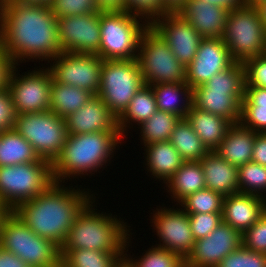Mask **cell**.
I'll return each mask as SVG.
<instances>
[{"label": "cell", "instance_id": "cell-44", "mask_svg": "<svg viewBox=\"0 0 266 267\" xmlns=\"http://www.w3.org/2000/svg\"><path fill=\"white\" fill-rule=\"evenodd\" d=\"M239 123L256 133H266V106H241Z\"/></svg>", "mask_w": 266, "mask_h": 267}, {"label": "cell", "instance_id": "cell-55", "mask_svg": "<svg viewBox=\"0 0 266 267\" xmlns=\"http://www.w3.org/2000/svg\"><path fill=\"white\" fill-rule=\"evenodd\" d=\"M264 2H266V0H245L247 6H253V7H258Z\"/></svg>", "mask_w": 266, "mask_h": 267}, {"label": "cell", "instance_id": "cell-38", "mask_svg": "<svg viewBox=\"0 0 266 267\" xmlns=\"http://www.w3.org/2000/svg\"><path fill=\"white\" fill-rule=\"evenodd\" d=\"M217 267H266V254L249 250L241 245L222 259Z\"/></svg>", "mask_w": 266, "mask_h": 267}, {"label": "cell", "instance_id": "cell-28", "mask_svg": "<svg viewBox=\"0 0 266 267\" xmlns=\"http://www.w3.org/2000/svg\"><path fill=\"white\" fill-rule=\"evenodd\" d=\"M171 197L180 203L187 196L206 188L200 161H184L165 183Z\"/></svg>", "mask_w": 266, "mask_h": 267}, {"label": "cell", "instance_id": "cell-19", "mask_svg": "<svg viewBox=\"0 0 266 267\" xmlns=\"http://www.w3.org/2000/svg\"><path fill=\"white\" fill-rule=\"evenodd\" d=\"M233 63L222 38H203L194 59L186 67V83L194 89L207 83L215 74L226 70Z\"/></svg>", "mask_w": 266, "mask_h": 267}, {"label": "cell", "instance_id": "cell-48", "mask_svg": "<svg viewBox=\"0 0 266 267\" xmlns=\"http://www.w3.org/2000/svg\"><path fill=\"white\" fill-rule=\"evenodd\" d=\"M14 65L12 59L0 46V90L7 88L9 75Z\"/></svg>", "mask_w": 266, "mask_h": 267}, {"label": "cell", "instance_id": "cell-43", "mask_svg": "<svg viewBox=\"0 0 266 267\" xmlns=\"http://www.w3.org/2000/svg\"><path fill=\"white\" fill-rule=\"evenodd\" d=\"M126 11L143 17L151 23L167 10L161 5L160 0H125Z\"/></svg>", "mask_w": 266, "mask_h": 267}, {"label": "cell", "instance_id": "cell-14", "mask_svg": "<svg viewBox=\"0 0 266 267\" xmlns=\"http://www.w3.org/2000/svg\"><path fill=\"white\" fill-rule=\"evenodd\" d=\"M49 71L60 84L73 85L97 95L103 59L97 54L61 52L50 60Z\"/></svg>", "mask_w": 266, "mask_h": 267}, {"label": "cell", "instance_id": "cell-11", "mask_svg": "<svg viewBox=\"0 0 266 267\" xmlns=\"http://www.w3.org/2000/svg\"><path fill=\"white\" fill-rule=\"evenodd\" d=\"M144 85L136 59L103 60L97 95L118 118Z\"/></svg>", "mask_w": 266, "mask_h": 267}, {"label": "cell", "instance_id": "cell-32", "mask_svg": "<svg viewBox=\"0 0 266 267\" xmlns=\"http://www.w3.org/2000/svg\"><path fill=\"white\" fill-rule=\"evenodd\" d=\"M169 142L184 161H200L209 152L186 118L176 123Z\"/></svg>", "mask_w": 266, "mask_h": 267}, {"label": "cell", "instance_id": "cell-18", "mask_svg": "<svg viewBox=\"0 0 266 267\" xmlns=\"http://www.w3.org/2000/svg\"><path fill=\"white\" fill-rule=\"evenodd\" d=\"M242 245L241 233L222 222L207 237L195 240L185 259L187 267H217L228 254Z\"/></svg>", "mask_w": 266, "mask_h": 267}, {"label": "cell", "instance_id": "cell-22", "mask_svg": "<svg viewBox=\"0 0 266 267\" xmlns=\"http://www.w3.org/2000/svg\"><path fill=\"white\" fill-rule=\"evenodd\" d=\"M266 211V198L235 193L225 196L222 207V221L241 234L249 229Z\"/></svg>", "mask_w": 266, "mask_h": 267}, {"label": "cell", "instance_id": "cell-12", "mask_svg": "<svg viewBox=\"0 0 266 267\" xmlns=\"http://www.w3.org/2000/svg\"><path fill=\"white\" fill-rule=\"evenodd\" d=\"M14 129L33 146L40 158L51 163L68 137L65 119L50 110L16 115Z\"/></svg>", "mask_w": 266, "mask_h": 267}, {"label": "cell", "instance_id": "cell-51", "mask_svg": "<svg viewBox=\"0 0 266 267\" xmlns=\"http://www.w3.org/2000/svg\"><path fill=\"white\" fill-rule=\"evenodd\" d=\"M213 5L222 6L228 10L246 5L245 0H203Z\"/></svg>", "mask_w": 266, "mask_h": 267}, {"label": "cell", "instance_id": "cell-23", "mask_svg": "<svg viewBox=\"0 0 266 267\" xmlns=\"http://www.w3.org/2000/svg\"><path fill=\"white\" fill-rule=\"evenodd\" d=\"M200 163L207 189L224 197L239 192L238 167L221 158L215 151L205 154Z\"/></svg>", "mask_w": 266, "mask_h": 267}, {"label": "cell", "instance_id": "cell-7", "mask_svg": "<svg viewBox=\"0 0 266 267\" xmlns=\"http://www.w3.org/2000/svg\"><path fill=\"white\" fill-rule=\"evenodd\" d=\"M149 25L128 11L100 12L99 56L103 60L137 59L140 39Z\"/></svg>", "mask_w": 266, "mask_h": 267}, {"label": "cell", "instance_id": "cell-2", "mask_svg": "<svg viewBox=\"0 0 266 267\" xmlns=\"http://www.w3.org/2000/svg\"><path fill=\"white\" fill-rule=\"evenodd\" d=\"M64 186L53 182L43 193L19 204L12 211L34 233L52 240L59 247L79 213L96 198L89 191L78 189L77 186V189Z\"/></svg>", "mask_w": 266, "mask_h": 267}, {"label": "cell", "instance_id": "cell-6", "mask_svg": "<svg viewBox=\"0 0 266 267\" xmlns=\"http://www.w3.org/2000/svg\"><path fill=\"white\" fill-rule=\"evenodd\" d=\"M0 248L12 252L30 267H61L60 247L34 233L12 211L0 217Z\"/></svg>", "mask_w": 266, "mask_h": 267}, {"label": "cell", "instance_id": "cell-15", "mask_svg": "<svg viewBox=\"0 0 266 267\" xmlns=\"http://www.w3.org/2000/svg\"><path fill=\"white\" fill-rule=\"evenodd\" d=\"M61 52L97 54L101 41L100 11L57 18Z\"/></svg>", "mask_w": 266, "mask_h": 267}, {"label": "cell", "instance_id": "cell-17", "mask_svg": "<svg viewBox=\"0 0 266 267\" xmlns=\"http://www.w3.org/2000/svg\"><path fill=\"white\" fill-rule=\"evenodd\" d=\"M156 210L153 211V217L150 219L154 232L160 240V244L156 246L177 253L185 260L195 243L189 215L182 208L161 207Z\"/></svg>", "mask_w": 266, "mask_h": 267}, {"label": "cell", "instance_id": "cell-50", "mask_svg": "<svg viewBox=\"0 0 266 267\" xmlns=\"http://www.w3.org/2000/svg\"><path fill=\"white\" fill-rule=\"evenodd\" d=\"M100 12L126 11L125 0H95Z\"/></svg>", "mask_w": 266, "mask_h": 267}, {"label": "cell", "instance_id": "cell-34", "mask_svg": "<svg viewBox=\"0 0 266 267\" xmlns=\"http://www.w3.org/2000/svg\"><path fill=\"white\" fill-rule=\"evenodd\" d=\"M180 120L177 115L157 110L149 119L139 126L143 145L169 141L176 123Z\"/></svg>", "mask_w": 266, "mask_h": 267}, {"label": "cell", "instance_id": "cell-31", "mask_svg": "<svg viewBox=\"0 0 266 267\" xmlns=\"http://www.w3.org/2000/svg\"><path fill=\"white\" fill-rule=\"evenodd\" d=\"M92 93L73 85L57 83L52 78L50 87V108L49 110L61 118L76 112L88 102Z\"/></svg>", "mask_w": 266, "mask_h": 267}, {"label": "cell", "instance_id": "cell-35", "mask_svg": "<svg viewBox=\"0 0 266 267\" xmlns=\"http://www.w3.org/2000/svg\"><path fill=\"white\" fill-rule=\"evenodd\" d=\"M151 248L138 259L129 257L127 249L124 251V262L128 267H183L185 265V260L179 254L157 246Z\"/></svg>", "mask_w": 266, "mask_h": 267}, {"label": "cell", "instance_id": "cell-45", "mask_svg": "<svg viewBox=\"0 0 266 267\" xmlns=\"http://www.w3.org/2000/svg\"><path fill=\"white\" fill-rule=\"evenodd\" d=\"M16 112L7 88L0 90V132L14 129Z\"/></svg>", "mask_w": 266, "mask_h": 267}, {"label": "cell", "instance_id": "cell-54", "mask_svg": "<svg viewBox=\"0 0 266 267\" xmlns=\"http://www.w3.org/2000/svg\"><path fill=\"white\" fill-rule=\"evenodd\" d=\"M258 9L260 11L261 18L263 20V23L266 27V2L262 3L260 6H258Z\"/></svg>", "mask_w": 266, "mask_h": 267}, {"label": "cell", "instance_id": "cell-13", "mask_svg": "<svg viewBox=\"0 0 266 267\" xmlns=\"http://www.w3.org/2000/svg\"><path fill=\"white\" fill-rule=\"evenodd\" d=\"M19 65L13 66L7 83L16 115L49 110L52 84L49 69L39 68L20 75L16 67Z\"/></svg>", "mask_w": 266, "mask_h": 267}, {"label": "cell", "instance_id": "cell-36", "mask_svg": "<svg viewBox=\"0 0 266 267\" xmlns=\"http://www.w3.org/2000/svg\"><path fill=\"white\" fill-rule=\"evenodd\" d=\"M223 200V195L205 188L187 196L179 205L187 214L222 213Z\"/></svg>", "mask_w": 266, "mask_h": 267}, {"label": "cell", "instance_id": "cell-25", "mask_svg": "<svg viewBox=\"0 0 266 267\" xmlns=\"http://www.w3.org/2000/svg\"><path fill=\"white\" fill-rule=\"evenodd\" d=\"M186 119L209 151H214L232 126L226 118L202 111L191 105Z\"/></svg>", "mask_w": 266, "mask_h": 267}, {"label": "cell", "instance_id": "cell-42", "mask_svg": "<svg viewBox=\"0 0 266 267\" xmlns=\"http://www.w3.org/2000/svg\"><path fill=\"white\" fill-rule=\"evenodd\" d=\"M193 237L198 240L207 237L222 221V213L188 214Z\"/></svg>", "mask_w": 266, "mask_h": 267}, {"label": "cell", "instance_id": "cell-47", "mask_svg": "<svg viewBox=\"0 0 266 267\" xmlns=\"http://www.w3.org/2000/svg\"><path fill=\"white\" fill-rule=\"evenodd\" d=\"M251 161L266 166V133H256Z\"/></svg>", "mask_w": 266, "mask_h": 267}, {"label": "cell", "instance_id": "cell-24", "mask_svg": "<svg viewBox=\"0 0 266 267\" xmlns=\"http://www.w3.org/2000/svg\"><path fill=\"white\" fill-rule=\"evenodd\" d=\"M255 136L256 132L240 123L232 124L226 137L214 151L227 162L239 167L251 162Z\"/></svg>", "mask_w": 266, "mask_h": 267}, {"label": "cell", "instance_id": "cell-10", "mask_svg": "<svg viewBox=\"0 0 266 267\" xmlns=\"http://www.w3.org/2000/svg\"><path fill=\"white\" fill-rule=\"evenodd\" d=\"M136 60L147 85L186 82V67L151 25L142 34Z\"/></svg>", "mask_w": 266, "mask_h": 267}, {"label": "cell", "instance_id": "cell-52", "mask_svg": "<svg viewBox=\"0 0 266 267\" xmlns=\"http://www.w3.org/2000/svg\"><path fill=\"white\" fill-rule=\"evenodd\" d=\"M186 0H160L161 5L167 11H177Z\"/></svg>", "mask_w": 266, "mask_h": 267}, {"label": "cell", "instance_id": "cell-49", "mask_svg": "<svg viewBox=\"0 0 266 267\" xmlns=\"http://www.w3.org/2000/svg\"><path fill=\"white\" fill-rule=\"evenodd\" d=\"M0 267H30L12 252L0 248Z\"/></svg>", "mask_w": 266, "mask_h": 267}, {"label": "cell", "instance_id": "cell-27", "mask_svg": "<svg viewBox=\"0 0 266 267\" xmlns=\"http://www.w3.org/2000/svg\"><path fill=\"white\" fill-rule=\"evenodd\" d=\"M150 87L154 92L158 110L186 118L192 105V88L186 82L161 83Z\"/></svg>", "mask_w": 266, "mask_h": 267}, {"label": "cell", "instance_id": "cell-37", "mask_svg": "<svg viewBox=\"0 0 266 267\" xmlns=\"http://www.w3.org/2000/svg\"><path fill=\"white\" fill-rule=\"evenodd\" d=\"M239 192L256 195L264 198L266 195V166L258 163L247 162L238 167Z\"/></svg>", "mask_w": 266, "mask_h": 267}, {"label": "cell", "instance_id": "cell-21", "mask_svg": "<svg viewBox=\"0 0 266 267\" xmlns=\"http://www.w3.org/2000/svg\"><path fill=\"white\" fill-rule=\"evenodd\" d=\"M229 11L203 0H186L177 10L203 38H222Z\"/></svg>", "mask_w": 266, "mask_h": 267}, {"label": "cell", "instance_id": "cell-20", "mask_svg": "<svg viewBox=\"0 0 266 267\" xmlns=\"http://www.w3.org/2000/svg\"><path fill=\"white\" fill-rule=\"evenodd\" d=\"M64 119L68 135H81L99 131L120 132L117 117L98 95H93L83 107Z\"/></svg>", "mask_w": 266, "mask_h": 267}, {"label": "cell", "instance_id": "cell-8", "mask_svg": "<svg viewBox=\"0 0 266 267\" xmlns=\"http://www.w3.org/2000/svg\"><path fill=\"white\" fill-rule=\"evenodd\" d=\"M48 160L0 167V204L13 211L19 204L43 193L53 184Z\"/></svg>", "mask_w": 266, "mask_h": 267}, {"label": "cell", "instance_id": "cell-29", "mask_svg": "<svg viewBox=\"0 0 266 267\" xmlns=\"http://www.w3.org/2000/svg\"><path fill=\"white\" fill-rule=\"evenodd\" d=\"M45 160L15 129L0 132V167Z\"/></svg>", "mask_w": 266, "mask_h": 267}, {"label": "cell", "instance_id": "cell-5", "mask_svg": "<svg viewBox=\"0 0 266 267\" xmlns=\"http://www.w3.org/2000/svg\"><path fill=\"white\" fill-rule=\"evenodd\" d=\"M244 92L245 68L243 63L234 62L226 70L215 74L207 83L192 89V105L238 124Z\"/></svg>", "mask_w": 266, "mask_h": 267}, {"label": "cell", "instance_id": "cell-46", "mask_svg": "<svg viewBox=\"0 0 266 267\" xmlns=\"http://www.w3.org/2000/svg\"><path fill=\"white\" fill-rule=\"evenodd\" d=\"M241 106H266V88L245 87Z\"/></svg>", "mask_w": 266, "mask_h": 267}, {"label": "cell", "instance_id": "cell-9", "mask_svg": "<svg viewBox=\"0 0 266 267\" xmlns=\"http://www.w3.org/2000/svg\"><path fill=\"white\" fill-rule=\"evenodd\" d=\"M222 39L234 62L244 63L266 53V27L258 7L230 10Z\"/></svg>", "mask_w": 266, "mask_h": 267}, {"label": "cell", "instance_id": "cell-53", "mask_svg": "<svg viewBox=\"0 0 266 267\" xmlns=\"http://www.w3.org/2000/svg\"><path fill=\"white\" fill-rule=\"evenodd\" d=\"M1 1H16L25 4H43L50 6L53 0H1Z\"/></svg>", "mask_w": 266, "mask_h": 267}, {"label": "cell", "instance_id": "cell-16", "mask_svg": "<svg viewBox=\"0 0 266 267\" xmlns=\"http://www.w3.org/2000/svg\"><path fill=\"white\" fill-rule=\"evenodd\" d=\"M150 25L160 34L178 61L187 67L194 59L203 37L177 11H167Z\"/></svg>", "mask_w": 266, "mask_h": 267}, {"label": "cell", "instance_id": "cell-26", "mask_svg": "<svg viewBox=\"0 0 266 267\" xmlns=\"http://www.w3.org/2000/svg\"><path fill=\"white\" fill-rule=\"evenodd\" d=\"M145 161L148 172L166 183L182 166L184 160L169 141L156 142L144 145Z\"/></svg>", "mask_w": 266, "mask_h": 267}, {"label": "cell", "instance_id": "cell-56", "mask_svg": "<svg viewBox=\"0 0 266 267\" xmlns=\"http://www.w3.org/2000/svg\"><path fill=\"white\" fill-rule=\"evenodd\" d=\"M6 212V210L0 204V217Z\"/></svg>", "mask_w": 266, "mask_h": 267}, {"label": "cell", "instance_id": "cell-40", "mask_svg": "<svg viewBox=\"0 0 266 267\" xmlns=\"http://www.w3.org/2000/svg\"><path fill=\"white\" fill-rule=\"evenodd\" d=\"M241 240L244 248L266 254V211L241 234Z\"/></svg>", "mask_w": 266, "mask_h": 267}, {"label": "cell", "instance_id": "cell-41", "mask_svg": "<svg viewBox=\"0 0 266 267\" xmlns=\"http://www.w3.org/2000/svg\"><path fill=\"white\" fill-rule=\"evenodd\" d=\"M245 87L266 88V53L246 60Z\"/></svg>", "mask_w": 266, "mask_h": 267}, {"label": "cell", "instance_id": "cell-4", "mask_svg": "<svg viewBox=\"0 0 266 267\" xmlns=\"http://www.w3.org/2000/svg\"><path fill=\"white\" fill-rule=\"evenodd\" d=\"M94 202L95 198L75 219L60 247V255L65 250L82 248L102 252H124L130 246V229L127 227L131 226L126 225L121 217L116 218L117 215L95 211L97 209L92 205Z\"/></svg>", "mask_w": 266, "mask_h": 267}, {"label": "cell", "instance_id": "cell-33", "mask_svg": "<svg viewBox=\"0 0 266 267\" xmlns=\"http://www.w3.org/2000/svg\"><path fill=\"white\" fill-rule=\"evenodd\" d=\"M124 252H102L90 249L65 250L61 254V267H119Z\"/></svg>", "mask_w": 266, "mask_h": 267}, {"label": "cell", "instance_id": "cell-57", "mask_svg": "<svg viewBox=\"0 0 266 267\" xmlns=\"http://www.w3.org/2000/svg\"><path fill=\"white\" fill-rule=\"evenodd\" d=\"M119 267H128V265L123 261Z\"/></svg>", "mask_w": 266, "mask_h": 267}, {"label": "cell", "instance_id": "cell-1", "mask_svg": "<svg viewBox=\"0 0 266 267\" xmlns=\"http://www.w3.org/2000/svg\"><path fill=\"white\" fill-rule=\"evenodd\" d=\"M0 46L15 65L26 59L50 63L61 53L51 7L0 0Z\"/></svg>", "mask_w": 266, "mask_h": 267}, {"label": "cell", "instance_id": "cell-30", "mask_svg": "<svg viewBox=\"0 0 266 267\" xmlns=\"http://www.w3.org/2000/svg\"><path fill=\"white\" fill-rule=\"evenodd\" d=\"M157 110L154 92L150 85L145 84L134 95L124 112L117 118L118 128L122 137L125 136L124 134L128 131L130 124L137 122L136 124L140 126Z\"/></svg>", "mask_w": 266, "mask_h": 267}, {"label": "cell", "instance_id": "cell-39", "mask_svg": "<svg viewBox=\"0 0 266 267\" xmlns=\"http://www.w3.org/2000/svg\"><path fill=\"white\" fill-rule=\"evenodd\" d=\"M55 16L87 15L99 11L95 0H53L50 5Z\"/></svg>", "mask_w": 266, "mask_h": 267}, {"label": "cell", "instance_id": "cell-3", "mask_svg": "<svg viewBox=\"0 0 266 267\" xmlns=\"http://www.w3.org/2000/svg\"><path fill=\"white\" fill-rule=\"evenodd\" d=\"M122 139L120 132L68 135L60 154L51 163L54 182L65 183L70 177L97 172L110 162Z\"/></svg>", "mask_w": 266, "mask_h": 267}]
</instances>
